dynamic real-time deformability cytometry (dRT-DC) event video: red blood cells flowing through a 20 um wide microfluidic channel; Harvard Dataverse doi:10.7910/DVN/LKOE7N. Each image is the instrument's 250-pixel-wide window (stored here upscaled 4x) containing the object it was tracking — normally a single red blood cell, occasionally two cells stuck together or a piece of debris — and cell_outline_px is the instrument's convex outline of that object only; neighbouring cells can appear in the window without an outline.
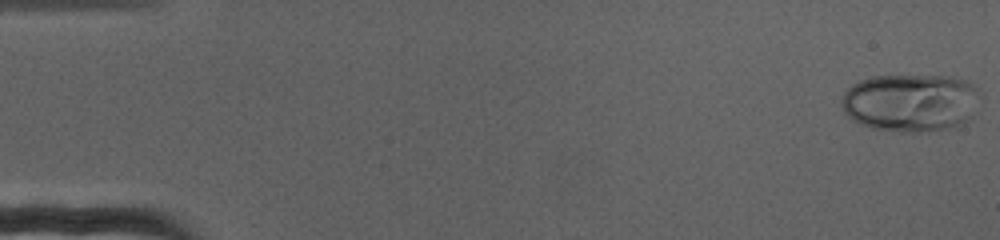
{"species": "human", "species_latin": "Homo sapiens", "temperature_condition": "cold", "stored_images_in_passage": 73, "camera_frame_rate_fps": 3000, "um_per_image_px": 0.085, "donor": {"sex": "female"}, "frame": {"image": 1, "passage_image": 1, "time_ms": 0.0, "image_size_px": [1000, 240], "cell_outline_px": [[984, 96], [980, 112], [972, 120], [956, 128], [920, 132], [900, 132], [872, 128], [852, 120], [840, 108], [840, 100], [844, 92], [852, 84], [860, 80], [872, 76], [948, 76], [968, 80]], "centroid_in_image_um": [77.52, 8.74], "position_along_channel_um": 7.5, "area_um2": 48.49}}
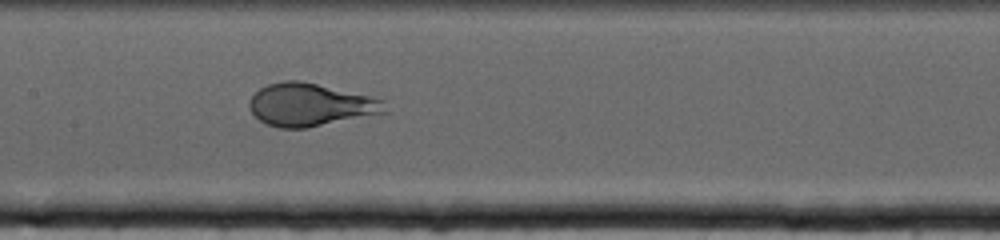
{"frame": {"image": 2, "passage_image": 36, "time_ms": 11.667, "image_size_px": [1000, 240], "cell_outline_px": [[388, 112], [308, 128], [280, 128], [268, 124], [260, 120], [248, 108], [248, 100], [260, 88], [268, 84], [284, 80], [300, 80], [368, 96], [384, 100]], "centroid_in_image_um": [26.36, 8.91], "position_along_channel_um": 181.0, "area_um2": 33.64}}
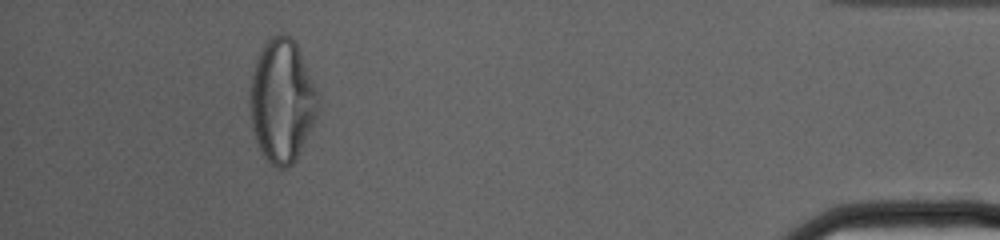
{"frame": {"image": 3, "passage_image": 67, "time_ms": 22.0, "image_size_px": [1000, 240], "cell_outline_px": [[320, 100], [316, 116], [296, 160], [292, 164], [284, 168], [276, 168], [264, 156], [256, 140], [252, 128], [248, 96], [248, 92], [252, 72], [256, 60], [264, 44], [272, 36], [280, 32], [284, 32], [296, 44], [316, 88]], "centroid_in_image_um": [23.94, 8.57], "position_along_channel_um": 411.3, "area_um2": 48.73}}